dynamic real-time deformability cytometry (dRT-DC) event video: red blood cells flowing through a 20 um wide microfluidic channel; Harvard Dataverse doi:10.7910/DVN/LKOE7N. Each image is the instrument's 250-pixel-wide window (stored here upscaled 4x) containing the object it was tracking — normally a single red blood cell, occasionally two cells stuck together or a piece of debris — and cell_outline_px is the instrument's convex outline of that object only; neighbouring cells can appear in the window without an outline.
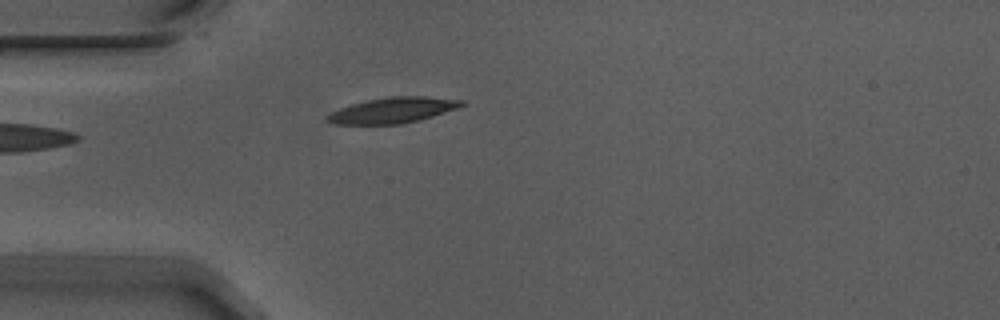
{"species": "Egyptian fruit bat (a non-hibernating species)", "species_latin": "Rousettus aegyptiacus", "temperature_condition": "warm", "stored_images_in_passage": 5, "camera_frame_rate_fps": 3000, "um_per_image_px": 0.085, "animal": {"sex": "male"}, "frame": {"image": 1, "passage_image": 5, "time_ms": 1.333, "image_size_px": [1000, 320], "cell_outline_px": [[464, 104], [456, 108], [420, 120], [400, 124], [332, 124], [324, 120], [332, 112], [340, 108], [352, 104], [368, 100], [388, 96], [424, 96], [464, 100]], "centroid_in_image_um": [33.37, 9.37], "position_along_channel_um": 51.6, "area_um2": 19.88}}